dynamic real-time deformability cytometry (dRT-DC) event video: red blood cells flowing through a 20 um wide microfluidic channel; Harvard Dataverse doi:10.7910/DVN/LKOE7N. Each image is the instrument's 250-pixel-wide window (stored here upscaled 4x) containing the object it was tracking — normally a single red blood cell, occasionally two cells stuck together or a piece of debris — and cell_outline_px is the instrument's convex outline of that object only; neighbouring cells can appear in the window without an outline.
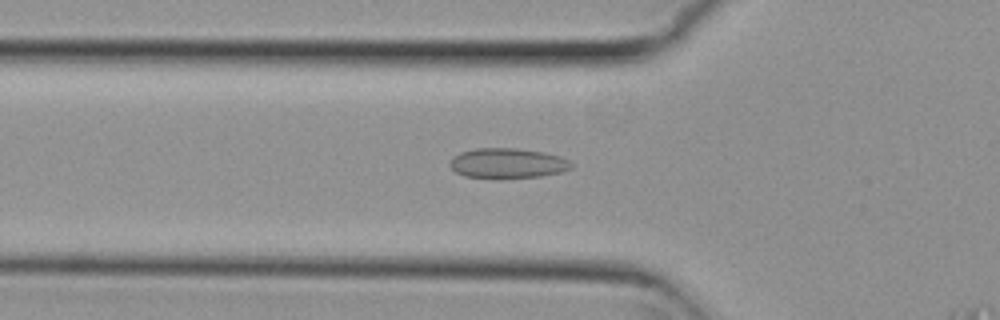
{"species": "common noctule bat (a hibernating species)", "species_latin": "Nyctalus noctula", "temperature_condition": "cold", "stored_images_in_passage": 46, "camera_frame_rate_fps": 3000, "um_per_image_px": 0.085, "animal": {"sex": "female", "body_mass_g": 29.2, "forearm_length_mm": 56.3}, "frame": {"image": 1, "passage_image": 14, "time_ms": 4.333, "image_size_px": [1000, 320], "cell_outline_px": [[572, 168], [560, 172], [540, 176], [464, 176], [456, 172], [448, 164], [452, 156], [460, 152], [476, 148], [516, 148], [544, 152], [560, 156], [568, 160], [572, 164]], "centroid_in_image_um": [43.13, 13.83], "position_along_channel_um": 82.7, "area_um2": 20.69}}
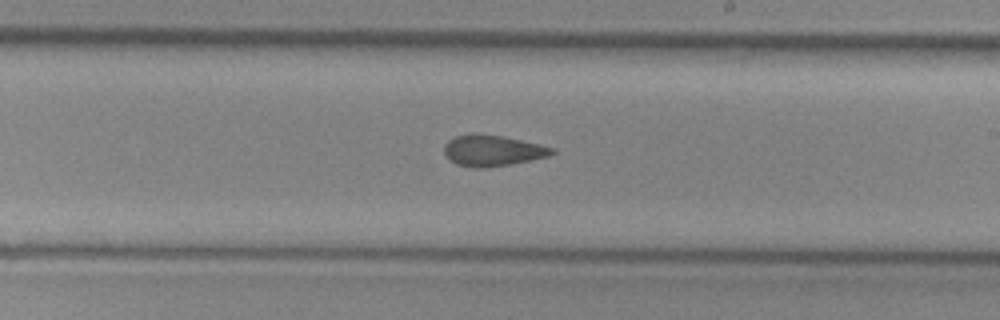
{"frame": {"image": 2, "passage_image": 27, "time_ms": 8.667, "image_size_px": [1000, 320], "cell_outline_px": [[556, 152], [548, 156], [508, 164], [484, 168], [476, 168], [456, 164], [444, 152], [444, 144], [448, 140], [456, 136], [468, 132], [476, 132], [504, 136], [556, 148]], "centroid_in_image_um": [41.85, 12.76], "position_along_channel_um": 247.2, "area_um2": 19.54}}
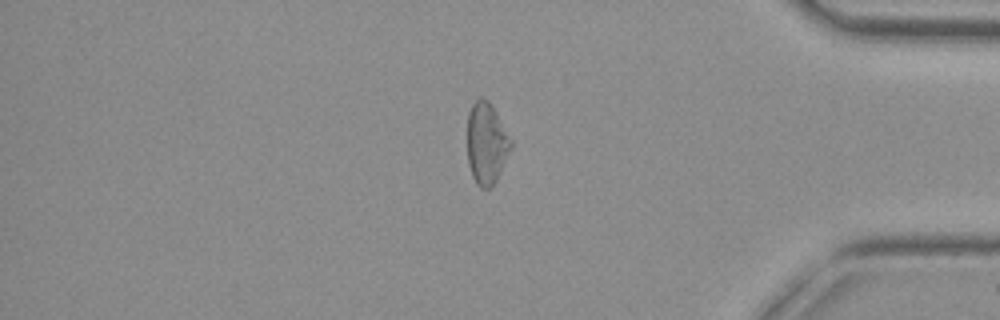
{"frame": {"image": 3, "passage_image": 41, "time_ms": 13.333, "image_size_px": [1000, 320], "cell_outline_px": [[512, 148], [496, 180], [488, 188], [480, 188], [476, 184], [472, 176], [468, 164], [468, 112], [472, 104], [480, 96], [488, 100], [512, 140]], "centroid_in_image_um": [41.34, 12.19], "position_along_channel_um": 393.9, "area_um2": 20.58}, "authors_computed_cell_mechanics": {"area_um2": 20.6924, "velocity_mm_per_s": 3.7846, "shape_relaxation_time_tau1_ms": null, "shape_relaxation_time_tau2_ms": 2.2832, "deformation_change_tau1": null, "deformation_change_tau2": 0.0725}}